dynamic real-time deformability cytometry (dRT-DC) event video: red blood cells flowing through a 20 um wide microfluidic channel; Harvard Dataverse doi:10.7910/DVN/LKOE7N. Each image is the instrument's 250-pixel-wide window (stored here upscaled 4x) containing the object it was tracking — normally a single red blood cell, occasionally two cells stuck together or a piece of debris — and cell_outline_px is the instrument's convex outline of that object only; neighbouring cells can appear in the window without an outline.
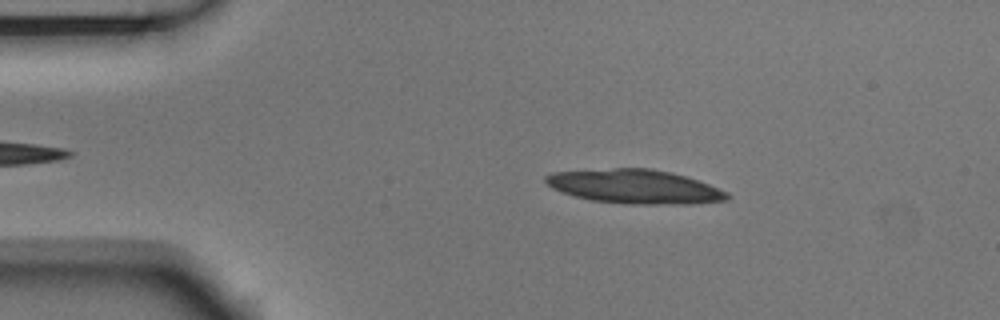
{"species": "Egyptian fruit bat (a non-hibernating species)", "species_latin": "Rousettus aegyptiacus", "temperature_condition": "room temperature", "stored_images_in_passage": 13, "camera_frame_rate_fps": 3000, "um_per_image_px": 0.085, "animal": {"sex": "male"}, "frame": {"image": 1, "passage_image": 4, "time_ms": 1.0, "image_size_px": [1000, 320], "cell_outline_px": [[732, 196], [728, 200], [696, 204], [632, 204], [592, 200], [576, 196], [552, 188], [544, 180], [544, 176], [552, 172], [612, 168], [652, 168], [672, 172], [708, 184], [728, 192]], "centroid_in_image_um": [53.99, 15.86], "position_along_channel_um": 31.0, "area_um2": 36.01}}